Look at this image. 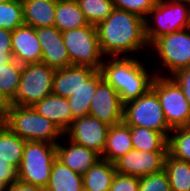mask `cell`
I'll return each mask as SVG.
<instances>
[{
	"instance_id": "cell-1",
	"label": "cell",
	"mask_w": 190,
	"mask_h": 191,
	"mask_svg": "<svg viewBox=\"0 0 190 191\" xmlns=\"http://www.w3.org/2000/svg\"><path fill=\"white\" fill-rule=\"evenodd\" d=\"M96 29L104 57H129L149 48L145 19L126 10L115 8Z\"/></svg>"
},
{
	"instance_id": "cell-2",
	"label": "cell",
	"mask_w": 190,
	"mask_h": 191,
	"mask_svg": "<svg viewBox=\"0 0 190 191\" xmlns=\"http://www.w3.org/2000/svg\"><path fill=\"white\" fill-rule=\"evenodd\" d=\"M144 62L130 57H105L101 66L103 79L118 93L123 104L136 100L152 85L155 73Z\"/></svg>"
},
{
	"instance_id": "cell-3",
	"label": "cell",
	"mask_w": 190,
	"mask_h": 191,
	"mask_svg": "<svg viewBox=\"0 0 190 191\" xmlns=\"http://www.w3.org/2000/svg\"><path fill=\"white\" fill-rule=\"evenodd\" d=\"M4 124L26 141L57 144L64 136L55 123L41 116L32 106L11 105L4 116Z\"/></svg>"
},
{
	"instance_id": "cell-4",
	"label": "cell",
	"mask_w": 190,
	"mask_h": 191,
	"mask_svg": "<svg viewBox=\"0 0 190 191\" xmlns=\"http://www.w3.org/2000/svg\"><path fill=\"white\" fill-rule=\"evenodd\" d=\"M56 157V144L26 141L18 180L46 189Z\"/></svg>"
},
{
	"instance_id": "cell-5",
	"label": "cell",
	"mask_w": 190,
	"mask_h": 191,
	"mask_svg": "<svg viewBox=\"0 0 190 191\" xmlns=\"http://www.w3.org/2000/svg\"><path fill=\"white\" fill-rule=\"evenodd\" d=\"M187 28H190V4L187 3L157 0L145 19L149 45L159 37Z\"/></svg>"
},
{
	"instance_id": "cell-6",
	"label": "cell",
	"mask_w": 190,
	"mask_h": 191,
	"mask_svg": "<svg viewBox=\"0 0 190 191\" xmlns=\"http://www.w3.org/2000/svg\"><path fill=\"white\" fill-rule=\"evenodd\" d=\"M71 65L90 66L101 69L105 58L100 49L96 26L88 24L62 32Z\"/></svg>"
},
{
	"instance_id": "cell-7",
	"label": "cell",
	"mask_w": 190,
	"mask_h": 191,
	"mask_svg": "<svg viewBox=\"0 0 190 191\" xmlns=\"http://www.w3.org/2000/svg\"><path fill=\"white\" fill-rule=\"evenodd\" d=\"M56 69L44 63L23 65L20 82L11 105L33 106L52 93Z\"/></svg>"
},
{
	"instance_id": "cell-8",
	"label": "cell",
	"mask_w": 190,
	"mask_h": 191,
	"mask_svg": "<svg viewBox=\"0 0 190 191\" xmlns=\"http://www.w3.org/2000/svg\"><path fill=\"white\" fill-rule=\"evenodd\" d=\"M151 88L157 93L165 120L171 129L190 126V105L171 76L155 75Z\"/></svg>"
},
{
	"instance_id": "cell-9",
	"label": "cell",
	"mask_w": 190,
	"mask_h": 191,
	"mask_svg": "<svg viewBox=\"0 0 190 191\" xmlns=\"http://www.w3.org/2000/svg\"><path fill=\"white\" fill-rule=\"evenodd\" d=\"M122 121L129 126L161 132L167 138L172 131L165 120L157 93L152 88L136 100L124 104Z\"/></svg>"
},
{
	"instance_id": "cell-10",
	"label": "cell",
	"mask_w": 190,
	"mask_h": 191,
	"mask_svg": "<svg viewBox=\"0 0 190 191\" xmlns=\"http://www.w3.org/2000/svg\"><path fill=\"white\" fill-rule=\"evenodd\" d=\"M149 49H153L161 59L166 74L154 71L155 75L171 76L176 71L190 66V28L176 31L155 39ZM156 50V51H155ZM158 71V72H157Z\"/></svg>"
},
{
	"instance_id": "cell-11",
	"label": "cell",
	"mask_w": 190,
	"mask_h": 191,
	"mask_svg": "<svg viewBox=\"0 0 190 191\" xmlns=\"http://www.w3.org/2000/svg\"><path fill=\"white\" fill-rule=\"evenodd\" d=\"M109 127L99 119L87 115L74 119L63 137L102 156Z\"/></svg>"
},
{
	"instance_id": "cell-12",
	"label": "cell",
	"mask_w": 190,
	"mask_h": 191,
	"mask_svg": "<svg viewBox=\"0 0 190 191\" xmlns=\"http://www.w3.org/2000/svg\"><path fill=\"white\" fill-rule=\"evenodd\" d=\"M168 151L132 149L114 162L117 173L142 177L164 170Z\"/></svg>"
},
{
	"instance_id": "cell-13",
	"label": "cell",
	"mask_w": 190,
	"mask_h": 191,
	"mask_svg": "<svg viewBox=\"0 0 190 191\" xmlns=\"http://www.w3.org/2000/svg\"><path fill=\"white\" fill-rule=\"evenodd\" d=\"M123 110L119 93L102 79L91 99L89 115L112 126L122 122Z\"/></svg>"
},
{
	"instance_id": "cell-14",
	"label": "cell",
	"mask_w": 190,
	"mask_h": 191,
	"mask_svg": "<svg viewBox=\"0 0 190 191\" xmlns=\"http://www.w3.org/2000/svg\"><path fill=\"white\" fill-rule=\"evenodd\" d=\"M36 36L42 48L41 62L54 69L71 66L62 32L55 26L36 28Z\"/></svg>"
},
{
	"instance_id": "cell-15",
	"label": "cell",
	"mask_w": 190,
	"mask_h": 191,
	"mask_svg": "<svg viewBox=\"0 0 190 191\" xmlns=\"http://www.w3.org/2000/svg\"><path fill=\"white\" fill-rule=\"evenodd\" d=\"M12 57L21 65L41 63L42 48L36 29L23 24L12 31Z\"/></svg>"
},
{
	"instance_id": "cell-16",
	"label": "cell",
	"mask_w": 190,
	"mask_h": 191,
	"mask_svg": "<svg viewBox=\"0 0 190 191\" xmlns=\"http://www.w3.org/2000/svg\"><path fill=\"white\" fill-rule=\"evenodd\" d=\"M97 71L93 67L80 65L56 69L52 93L68 98L81 88Z\"/></svg>"
},
{
	"instance_id": "cell-17",
	"label": "cell",
	"mask_w": 190,
	"mask_h": 191,
	"mask_svg": "<svg viewBox=\"0 0 190 191\" xmlns=\"http://www.w3.org/2000/svg\"><path fill=\"white\" fill-rule=\"evenodd\" d=\"M66 140L68 141L66 146L60 142L56 144V155L62 163L74 172L84 175L92 165L101 159V156L95 151L75 144L69 139Z\"/></svg>"
},
{
	"instance_id": "cell-18",
	"label": "cell",
	"mask_w": 190,
	"mask_h": 191,
	"mask_svg": "<svg viewBox=\"0 0 190 191\" xmlns=\"http://www.w3.org/2000/svg\"><path fill=\"white\" fill-rule=\"evenodd\" d=\"M32 107L41 116L55 123L63 133L70 127L74 120L68 99L54 93L47 95Z\"/></svg>"
},
{
	"instance_id": "cell-19",
	"label": "cell",
	"mask_w": 190,
	"mask_h": 191,
	"mask_svg": "<svg viewBox=\"0 0 190 191\" xmlns=\"http://www.w3.org/2000/svg\"><path fill=\"white\" fill-rule=\"evenodd\" d=\"M132 149L130 126L122 121L109 127L101 159L114 163Z\"/></svg>"
},
{
	"instance_id": "cell-20",
	"label": "cell",
	"mask_w": 190,
	"mask_h": 191,
	"mask_svg": "<svg viewBox=\"0 0 190 191\" xmlns=\"http://www.w3.org/2000/svg\"><path fill=\"white\" fill-rule=\"evenodd\" d=\"M24 24L36 28L54 26L55 0H21Z\"/></svg>"
},
{
	"instance_id": "cell-21",
	"label": "cell",
	"mask_w": 190,
	"mask_h": 191,
	"mask_svg": "<svg viewBox=\"0 0 190 191\" xmlns=\"http://www.w3.org/2000/svg\"><path fill=\"white\" fill-rule=\"evenodd\" d=\"M46 191H84L82 175L71 170L56 157Z\"/></svg>"
},
{
	"instance_id": "cell-22",
	"label": "cell",
	"mask_w": 190,
	"mask_h": 191,
	"mask_svg": "<svg viewBox=\"0 0 190 191\" xmlns=\"http://www.w3.org/2000/svg\"><path fill=\"white\" fill-rule=\"evenodd\" d=\"M115 174L114 163L99 159L82 175L84 191H109Z\"/></svg>"
},
{
	"instance_id": "cell-23",
	"label": "cell",
	"mask_w": 190,
	"mask_h": 191,
	"mask_svg": "<svg viewBox=\"0 0 190 191\" xmlns=\"http://www.w3.org/2000/svg\"><path fill=\"white\" fill-rule=\"evenodd\" d=\"M102 79L103 75L98 70L81 88L67 98L74 119L89 115L91 99Z\"/></svg>"
},
{
	"instance_id": "cell-24",
	"label": "cell",
	"mask_w": 190,
	"mask_h": 191,
	"mask_svg": "<svg viewBox=\"0 0 190 191\" xmlns=\"http://www.w3.org/2000/svg\"><path fill=\"white\" fill-rule=\"evenodd\" d=\"M26 140L13 133L5 124L0 127V160L18 170Z\"/></svg>"
},
{
	"instance_id": "cell-25",
	"label": "cell",
	"mask_w": 190,
	"mask_h": 191,
	"mask_svg": "<svg viewBox=\"0 0 190 191\" xmlns=\"http://www.w3.org/2000/svg\"><path fill=\"white\" fill-rule=\"evenodd\" d=\"M88 24L77 1H57L54 26L61 32L85 27Z\"/></svg>"
},
{
	"instance_id": "cell-26",
	"label": "cell",
	"mask_w": 190,
	"mask_h": 191,
	"mask_svg": "<svg viewBox=\"0 0 190 191\" xmlns=\"http://www.w3.org/2000/svg\"><path fill=\"white\" fill-rule=\"evenodd\" d=\"M133 149L141 151H168V138L161 132L130 126Z\"/></svg>"
},
{
	"instance_id": "cell-27",
	"label": "cell",
	"mask_w": 190,
	"mask_h": 191,
	"mask_svg": "<svg viewBox=\"0 0 190 191\" xmlns=\"http://www.w3.org/2000/svg\"><path fill=\"white\" fill-rule=\"evenodd\" d=\"M164 170L167 172L171 191H190V163L173 157L168 152Z\"/></svg>"
},
{
	"instance_id": "cell-28",
	"label": "cell",
	"mask_w": 190,
	"mask_h": 191,
	"mask_svg": "<svg viewBox=\"0 0 190 191\" xmlns=\"http://www.w3.org/2000/svg\"><path fill=\"white\" fill-rule=\"evenodd\" d=\"M23 65L15 59L0 66V91L11 101L18 89Z\"/></svg>"
},
{
	"instance_id": "cell-29",
	"label": "cell",
	"mask_w": 190,
	"mask_h": 191,
	"mask_svg": "<svg viewBox=\"0 0 190 191\" xmlns=\"http://www.w3.org/2000/svg\"><path fill=\"white\" fill-rule=\"evenodd\" d=\"M79 8L90 25L97 26L115 9L112 0H77Z\"/></svg>"
},
{
	"instance_id": "cell-30",
	"label": "cell",
	"mask_w": 190,
	"mask_h": 191,
	"mask_svg": "<svg viewBox=\"0 0 190 191\" xmlns=\"http://www.w3.org/2000/svg\"><path fill=\"white\" fill-rule=\"evenodd\" d=\"M168 152L190 163V126L172 129L168 137Z\"/></svg>"
},
{
	"instance_id": "cell-31",
	"label": "cell",
	"mask_w": 190,
	"mask_h": 191,
	"mask_svg": "<svg viewBox=\"0 0 190 191\" xmlns=\"http://www.w3.org/2000/svg\"><path fill=\"white\" fill-rule=\"evenodd\" d=\"M24 24L21 0H8L0 3V28L13 31Z\"/></svg>"
},
{
	"instance_id": "cell-32",
	"label": "cell",
	"mask_w": 190,
	"mask_h": 191,
	"mask_svg": "<svg viewBox=\"0 0 190 191\" xmlns=\"http://www.w3.org/2000/svg\"><path fill=\"white\" fill-rule=\"evenodd\" d=\"M139 191H171L167 172L162 170L139 177Z\"/></svg>"
},
{
	"instance_id": "cell-33",
	"label": "cell",
	"mask_w": 190,
	"mask_h": 191,
	"mask_svg": "<svg viewBox=\"0 0 190 191\" xmlns=\"http://www.w3.org/2000/svg\"><path fill=\"white\" fill-rule=\"evenodd\" d=\"M115 8L126 10L146 19L157 0H112Z\"/></svg>"
},
{
	"instance_id": "cell-34",
	"label": "cell",
	"mask_w": 190,
	"mask_h": 191,
	"mask_svg": "<svg viewBox=\"0 0 190 191\" xmlns=\"http://www.w3.org/2000/svg\"><path fill=\"white\" fill-rule=\"evenodd\" d=\"M109 191H139V177L116 172Z\"/></svg>"
},
{
	"instance_id": "cell-35",
	"label": "cell",
	"mask_w": 190,
	"mask_h": 191,
	"mask_svg": "<svg viewBox=\"0 0 190 191\" xmlns=\"http://www.w3.org/2000/svg\"><path fill=\"white\" fill-rule=\"evenodd\" d=\"M171 77L181 87L183 94L190 105V66L176 71Z\"/></svg>"
},
{
	"instance_id": "cell-36",
	"label": "cell",
	"mask_w": 190,
	"mask_h": 191,
	"mask_svg": "<svg viewBox=\"0 0 190 191\" xmlns=\"http://www.w3.org/2000/svg\"><path fill=\"white\" fill-rule=\"evenodd\" d=\"M0 180L7 185L18 180L17 170L5 161L0 160Z\"/></svg>"
},
{
	"instance_id": "cell-37",
	"label": "cell",
	"mask_w": 190,
	"mask_h": 191,
	"mask_svg": "<svg viewBox=\"0 0 190 191\" xmlns=\"http://www.w3.org/2000/svg\"><path fill=\"white\" fill-rule=\"evenodd\" d=\"M12 31L0 28V52L12 53Z\"/></svg>"
},
{
	"instance_id": "cell-38",
	"label": "cell",
	"mask_w": 190,
	"mask_h": 191,
	"mask_svg": "<svg viewBox=\"0 0 190 191\" xmlns=\"http://www.w3.org/2000/svg\"><path fill=\"white\" fill-rule=\"evenodd\" d=\"M6 191H46V189L17 180L8 185Z\"/></svg>"
},
{
	"instance_id": "cell-39",
	"label": "cell",
	"mask_w": 190,
	"mask_h": 191,
	"mask_svg": "<svg viewBox=\"0 0 190 191\" xmlns=\"http://www.w3.org/2000/svg\"><path fill=\"white\" fill-rule=\"evenodd\" d=\"M11 106L10 101L0 91V114L4 117Z\"/></svg>"
},
{
	"instance_id": "cell-40",
	"label": "cell",
	"mask_w": 190,
	"mask_h": 191,
	"mask_svg": "<svg viewBox=\"0 0 190 191\" xmlns=\"http://www.w3.org/2000/svg\"><path fill=\"white\" fill-rule=\"evenodd\" d=\"M13 59L12 53L0 52V66L9 63Z\"/></svg>"
},
{
	"instance_id": "cell-41",
	"label": "cell",
	"mask_w": 190,
	"mask_h": 191,
	"mask_svg": "<svg viewBox=\"0 0 190 191\" xmlns=\"http://www.w3.org/2000/svg\"><path fill=\"white\" fill-rule=\"evenodd\" d=\"M161 1L179 2V3H187V4H190V0H161Z\"/></svg>"
},
{
	"instance_id": "cell-42",
	"label": "cell",
	"mask_w": 190,
	"mask_h": 191,
	"mask_svg": "<svg viewBox=\"0 0 190 191\" xmlns=\"http://www.w3.org/2000/svg\"><path fill=\"white\" fill-rule=\"evenodd\" d=\"M7 186L8 185L4 181L0 180V191H6Z\"/></svg>"
},
{
	"instance_id": "cell-43",
	"label": "cell",
	"mask_w": 190,
	"mask_h": 191,
	"mask_svg": "<svg viewBox=\"0 0 190 191\" xmlns=\"http://www.w3.org/2000/svg\"><path fill=\"white\" fill-rule=\"evenodd\" d=\"M4 124V117L0 114V127Z\"/></svg>"
},
{
	"instance_id": "cell-44",
	"label": "cell",
	"mask_w": 190,
	"mask_h": 191,
	"mask_svg": "<svg viewBox=\"0 0 190 191\" xmlns=\"http://www.w3.org/2000/svg\"><path fill=\"white\" fill-rule=\"evenodd\" d=\"M55 1H77V0H55Z\"/></svg>"
}]
</instances>
